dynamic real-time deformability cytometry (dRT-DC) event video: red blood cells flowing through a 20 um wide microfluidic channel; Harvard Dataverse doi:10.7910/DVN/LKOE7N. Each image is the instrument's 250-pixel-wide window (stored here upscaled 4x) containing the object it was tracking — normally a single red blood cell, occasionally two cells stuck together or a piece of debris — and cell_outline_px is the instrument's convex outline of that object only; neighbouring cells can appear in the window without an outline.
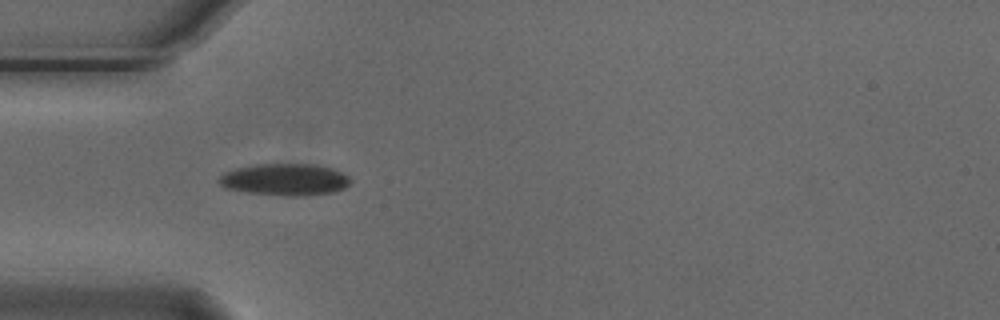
{"species": "Egyptian fruit bat (a non-hibernating species)", "species_latin": "Rousettus aegyptiacus", "temperature_condition": "cold", "stored_images_in_passage": 7, "camera_frame_rate_fps": 3000, "um_per_image_px": 0.085, "animal": {"sex": "male"}, "frame": {"image": 1, "passage_image": 4, "time_ms": 1.0, "image_size_px": [1000, 320], "cell_outline_px": [[352, 180], [344, 188], [336, 192], [308, 196], [288, 196], [248, 192], [224, 188], [216, 180], [224, 172], [236, 168], [256, 164], [316, 164], [332, 168], [348, 176]], "centroid_in_image_um": [24.22, 15.26], "position_along_channel_um": 60.8, "area_um2": 24.62}}
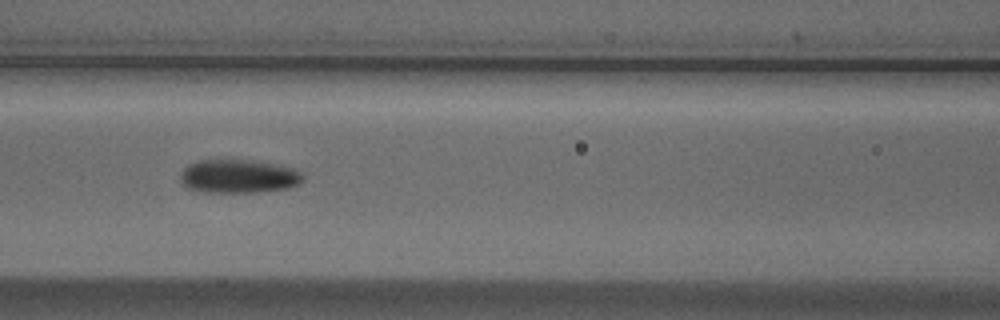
{"frame": {"image": 2, "passage_image": 6, "time_ms": 1.667, "image_size_px": [1000, 320], "cell_outline_px": [[304, 180], [300, 184], [288, 188], [256, 192], [208, 192], [188, 188], [180, 180], [180, 172], [188, 164], [196, 160], [244, 160], [272, 164], [292, 168], [300, 172], [304, 176]], "centroid_in_image_um": [20.26, 14.99], "position_along_channel_um": 146.3, "area_um2": 23.81}}
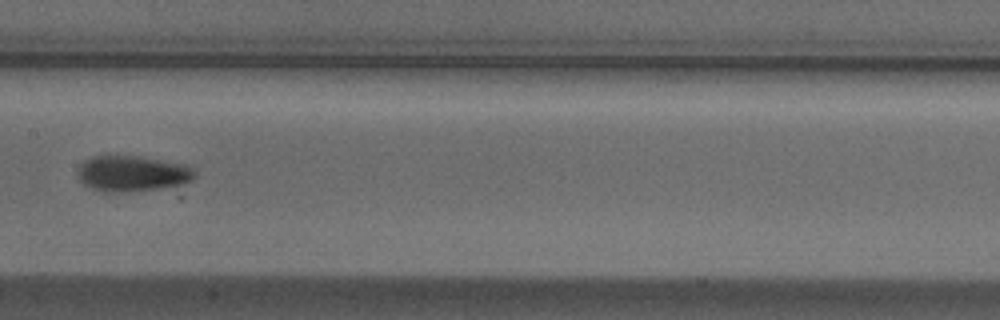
{"frame": {"image": 3, "passage_image": 7, "time_ms": 2.0, "image_size_px": [1000, 320], "cell_outline_px": [[196, 176], [192, 180], [180, 184], [160, 188], [112, 192], [104, 192], [92, 188], [84, 184], [80, 180], [76, 172], [80, 164], [84, 160], [92, 156], [140, 156], [188, 164], [196, 172]], "centroid_in_image_um": [11.24, 14.73], "position_along_channel_um": 196.2, "area_um2": 24.39}}